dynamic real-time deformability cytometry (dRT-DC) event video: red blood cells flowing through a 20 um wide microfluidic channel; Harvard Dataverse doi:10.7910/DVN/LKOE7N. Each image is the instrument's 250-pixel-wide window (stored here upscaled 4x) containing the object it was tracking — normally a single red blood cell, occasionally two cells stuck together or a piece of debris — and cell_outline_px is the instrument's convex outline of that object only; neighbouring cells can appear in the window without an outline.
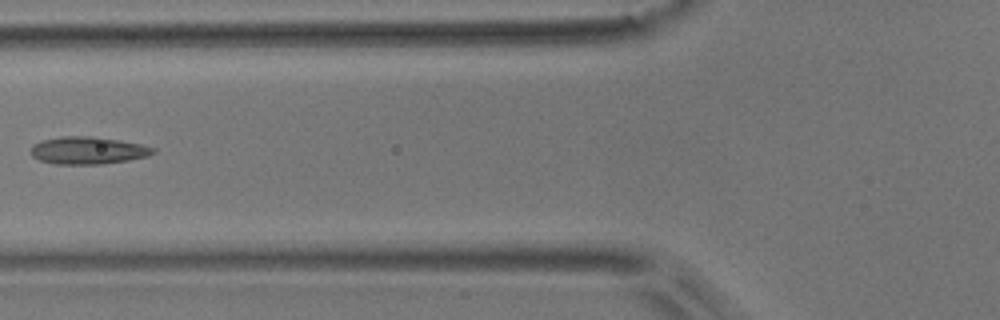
{"species": "common noctule bat (a hibernating species)", "species_latin": "Nyctalus noctula", "temperature_condition": "room temperature", "stored_images_in_passage": 6, "camera_frame_rate_fps": 3000, "um_per_image_px": 0.085, "animal": {"sex": "male", "body_mass_g": 17.9}, "frame": {"image": 1, "passage_image": 6, "time_ms": 1.667, "image_size_px": [1000, 320], "cell_outline_px": [[156, 152], [148, 156], [128, 160], [104, 164], [52, 164], [40, 160], [32, 156], [32, 144], [40, 140], [60, 136], [92, 136], [120, 140], [140, 144], [156, 148]], "centroid_in_image_um": [7.47, 12.78], "position_along_channel_um": 118.3, "area_um2": 19.71}}